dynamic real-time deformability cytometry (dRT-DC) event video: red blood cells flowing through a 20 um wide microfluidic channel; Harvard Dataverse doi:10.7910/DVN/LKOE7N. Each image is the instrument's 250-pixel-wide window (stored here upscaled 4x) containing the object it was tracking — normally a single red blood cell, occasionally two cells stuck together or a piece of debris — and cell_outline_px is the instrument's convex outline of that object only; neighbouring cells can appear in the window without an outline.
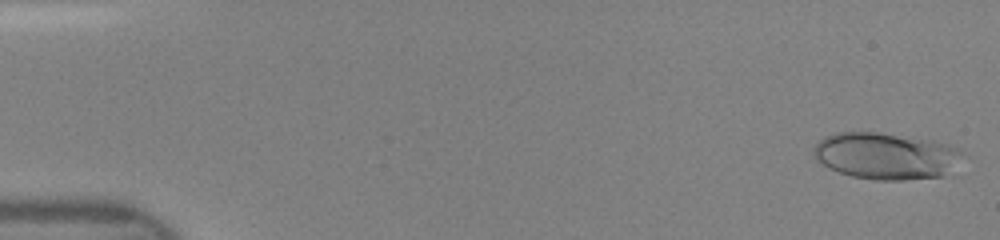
{"species": "human", "species_latin": "Homo sapiens", "temperature_condition": "room temperature", "stored_images_in_passage": 40, "camera_frame_rate_fps": 3000, "um_per_image_px": 0.085, "donor": {"sex": "female"}, "frame": {"image": 1, "passage_image": 1, "time_ms": 0.0, "image_size_px": [1000, 240], "cell_outline_px": [[968, 156], [944, 176], [904, 180], [876, 180], [852, 176], [828, 168], [816, 160], [812, 148], [824, 136], [836, 132], [880, 132], [928, 140], [960, 148]], "centroid_in_image_um": [75.33, 13.26], "position_along_channel_um": 9.7, "area_um2": 40.86}}
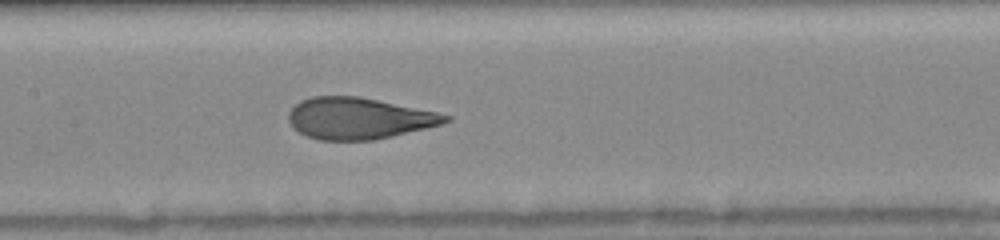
{"frame": {"image": 2, "passage_image": 23, "time_ms": 7.333, "image_size_px": [1000, 240], "cell_outline_px": [[452, 120], [440, 124], [424, 128], [372, 140], [320, 140], [308, 136], [292, 128], [288, 120], [288, 112], [300, 100], [312, 96], [360, 96], [436, 112], [452, 116]], "centroid_in_image_um": [30.45, 10.05], "position_along_channel_um": 177.0, "area_um2": 37.63}}
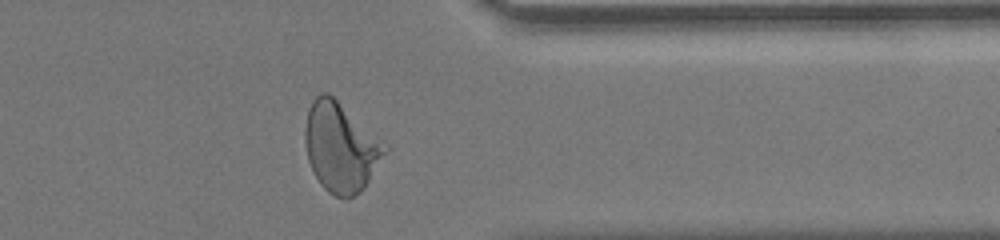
{"frame": {"image": 3, "passage_image": 38, "time_ms": 12.333, "image_size_px": [1000, 240], "cell_outline_px": [[388, 148], [364, 188], [360, 192], [348, 200], [336, 196], [328, 192], [320, 184], [312, 172], [308, 160], [304, 140], [304, 128], [308, 108], [312, 100], [320, 92], [328, 92]], "centroid_in_image_um": [28.89, 12.54], "position_along_channel_um": 382.5, "area_um2": 40.98}}